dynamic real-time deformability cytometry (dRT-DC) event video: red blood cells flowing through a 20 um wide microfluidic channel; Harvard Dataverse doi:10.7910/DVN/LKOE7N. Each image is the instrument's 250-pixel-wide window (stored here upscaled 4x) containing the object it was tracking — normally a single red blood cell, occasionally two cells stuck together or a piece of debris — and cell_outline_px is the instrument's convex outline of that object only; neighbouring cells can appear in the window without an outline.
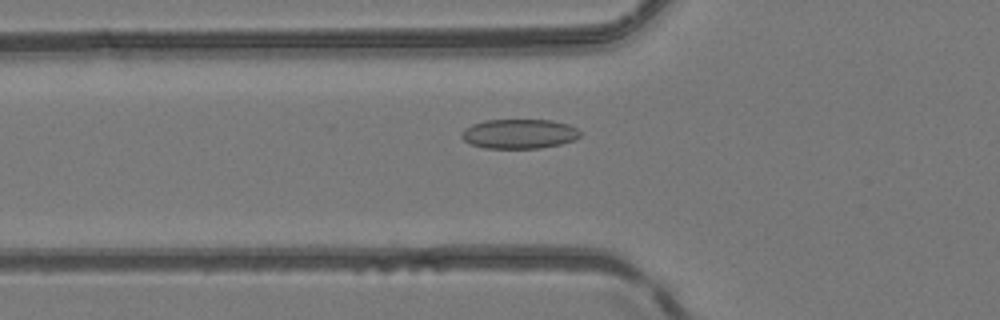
{"species": "common noctule bat (a hibernating species)", "species_latin": "Nyctalus noctula", "temperature_condition": "room temperature", "stored_images_in_passage": 44, "camera_frame_rate_fps": 3000, "um_per_image_px": 0.085, "animal": {"sex": "female", "body_mass_g": 24.6, "forearm_length_mm": 56.2}, "frame": {"image": 1, "passage_image": 12, "time_ms": 3.667, "image_size_px": [1000, 320], "cell_outline_px": [[584, 132], [576, 140], [560, 144], [540, 148], [484, 148], [472, 144], [464, 140], [460, 136], [460, 132], [464, 128], [472, 124], [484, 120], [552, 120], [568, 124]], "centroid_in_image_um": [44.15, 11.37], "position_along_channel_um": 81.7, "area_um2": 20.63}}
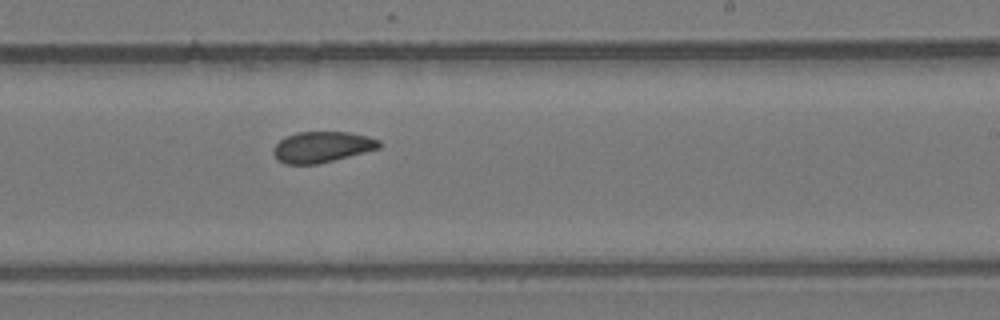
{"frame": {"image": 2, "passage_image": 25, "time_ms": 8.0, "image_size_px": [1000, 320], "cell_outline_px": [[380, 148], [320, 164], [284, 164], [276, 160], [272, 152], [272, 148], [284, 136], [296, 132], [348, 132], [368, 136], [380, 140]], "centroid_in_image_um": [27.33, 12.5], "position_along_channel_um": 261.7, "area_um2": 19.31}}
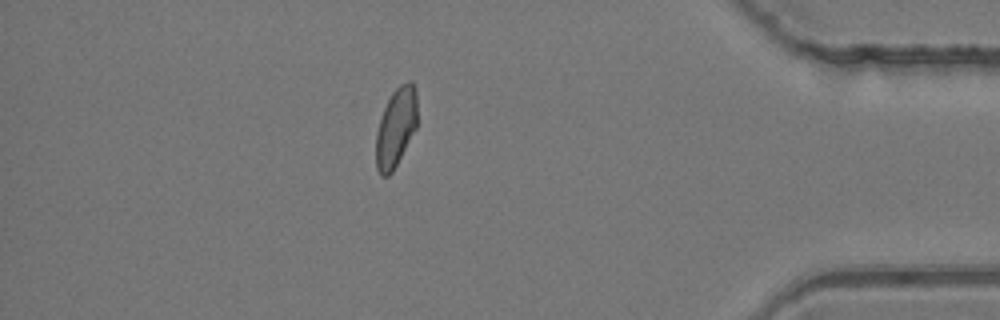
{"frame": {"image": 3, "passage_image": 38, "time_ms": 12.333, "image_size_px": [1000, 320], "cell_outline_px": [[416, 128], [392, 172], [388, 176], [380, 176], [376, 168], [376, 132], [384, 108], [392, 92], [400, 84], [408, 80], [412, 80], [416, 88]], "centroid_in_image_um": [33.64, 10.82], "position_along_channel_um": 401.6, "area_um2": 18.9}, "authors_computed_cell_mechanics": {"area_um2": 19.7098, "velocity_mm_per_s": 4.134, "shape_relaxation_time_tau1_ms": null, "shape_relaxation_time_tau2_ms": 3.4719, "deformation_change_tau1": null, "deformation_change_tau2": 0.0814}}